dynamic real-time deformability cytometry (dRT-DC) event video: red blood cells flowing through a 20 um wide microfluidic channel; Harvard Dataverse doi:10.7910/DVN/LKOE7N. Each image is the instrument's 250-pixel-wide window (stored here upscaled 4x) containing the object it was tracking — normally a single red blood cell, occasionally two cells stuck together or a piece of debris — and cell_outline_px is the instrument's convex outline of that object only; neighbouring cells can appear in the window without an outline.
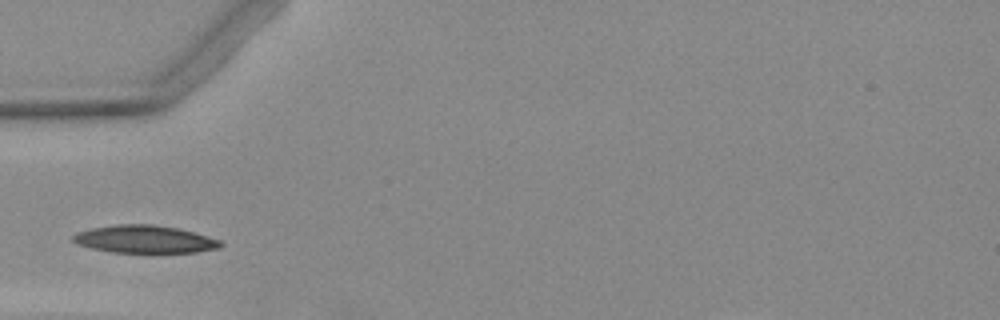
{"species": "Egyptian fruit bat (a non-hibernating species)", "species_latin": "Rousettus aegyptiacus", "temperature_condition": "warm", "stored_images_in_passage": 1, "camera_frame_rate_fps": 3000, "um_per_image_px": 0.085, "animal": {"sex": "female"}, "frame": {"image": 1, "passage_image": 1, "time_ms": 0.0, "image_size_px": [1000, 320], "cell_outline_px": [[224, 244], [220, 248], [196, 252], [156, 256], [152, 256], [112, 252], [92, 248], [76, 244], [72, 240], [72, 236], [76, 232], [92, 228], [116, 224], [152, 224], [176, 228], [192, 232], [220, 240]], "centroid_in_image_um": [12.31, 20.39], "position_along_channel_um": 72.7, "area_um2": 24.91}}